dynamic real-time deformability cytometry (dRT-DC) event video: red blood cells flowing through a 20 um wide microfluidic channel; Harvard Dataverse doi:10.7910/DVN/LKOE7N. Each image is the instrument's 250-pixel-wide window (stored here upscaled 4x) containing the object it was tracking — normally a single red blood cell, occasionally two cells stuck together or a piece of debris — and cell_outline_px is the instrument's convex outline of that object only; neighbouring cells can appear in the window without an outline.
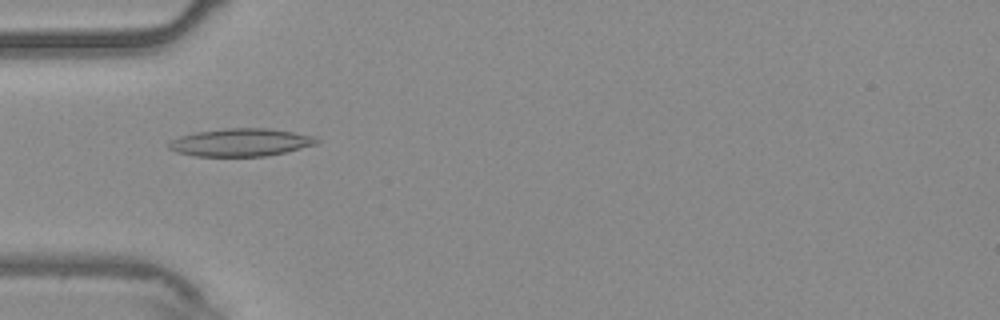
{"species": "common noctule bat (a hibernating species)", "species_latin": "Nyctalus noctula", "temperature_condition": "warm", "stored_images_in_passage": 54, "camera_frame_rate_fps": 3000, "um_per_image_px": 0.085, "animal": {"sex": "male", "body_mass_g": 20.4}, "frame": {"image": 1, "passage_image": 17, "time_ms": 5.333, "image_size_px": [1000, 320], "cell_outline_px": [[320, 144], [284, 152], [264, 156], [196, 156], [176, 152], [168, 148], [168, 144], [172, 140], [180, 136], [196, 132], [224, 128], [268, 128], [316, 136], [320, 140]], "centroid_in_image_um": [20.5, 12.1], "position_along_channel_um": 64.5, "area_um2": 23.99}}
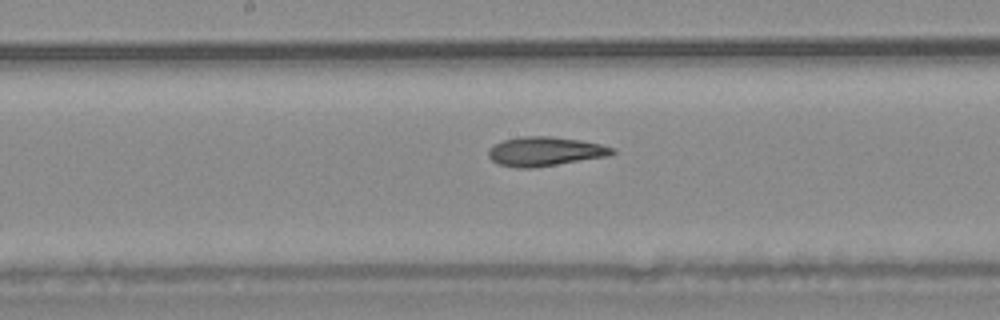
{"frame": {"image": 2, "passage_image": 28, "time_ms": 9.0, "image_size_px": [1000, 320], "cell_outline_px": [[616, 152], [608, 156], [532, 168], [516, 168], [496, 164], [488, 156], [488, 152], [496, 144], [504, 140], [520, 136], [552, 136], [580, 140], [600, 144], [616, 148]], "centroid_in_image_um": [46.34, 12.87], "position_along_channel_um": 201.9, "area_um2": 21.04}}
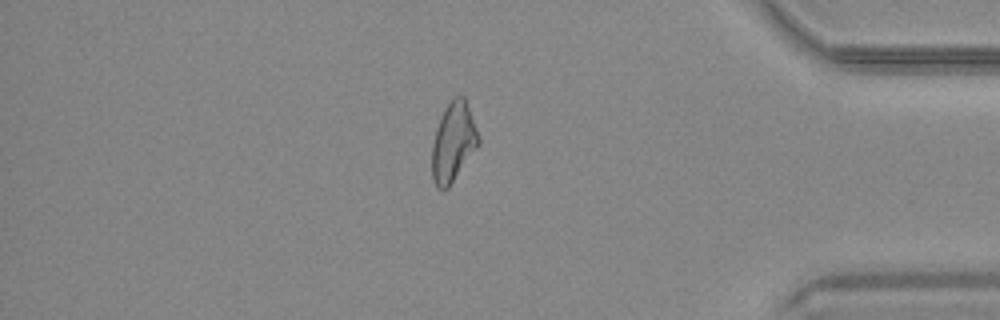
{"frame": {"image": 3, "passage_image": 46, "time_ms": 15.0, "image_size_px": [1000, 320], "cell_outline_px": [[480, 144], [448, 188], [444, 192], [436, 188], [432, 180], [432, 144], [436, 128], [440, 116], [444, 108], [452, 96], [464, 96], [476, 128], [480, 140]], "centroid_in_image_um": [38.51, 12.1], "position_along_channel_um": 396.7, "area_um2": 21.68}, "authors_computed_cell_mechanics": {"area_um2": 21.8484, "velocity_mm_per_s": 3.745, "shape_relaxation_time_tau1_ms": null, "shape_relaxation_time_tau2_ms": 3.8198, "deformation_change_tau1": null, "deformation_change_tau2": 0.1258}}